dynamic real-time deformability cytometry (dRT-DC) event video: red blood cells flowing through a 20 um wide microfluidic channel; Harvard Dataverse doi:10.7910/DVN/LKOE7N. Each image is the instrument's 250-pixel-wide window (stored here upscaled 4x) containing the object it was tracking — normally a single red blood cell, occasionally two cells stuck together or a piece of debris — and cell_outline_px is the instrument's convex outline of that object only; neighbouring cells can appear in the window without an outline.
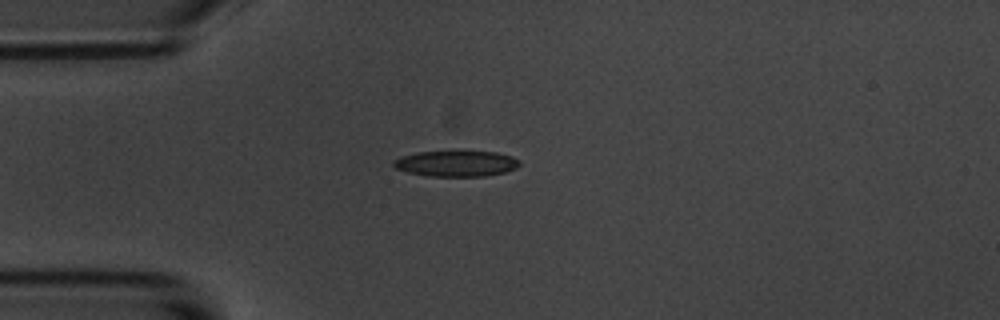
{"species": "common noctule bat (a hibernating species)", "species_latin": "Nyctalus noctula", "temperature_condition": "room temperature", "stored_images_in_passage": 9, "camera_frame_rate_fps": 3000, "um_per_image_px": 0.085, "animal": {"sex": "male", "body_mass_g": 20.1, "forearm_length_mm": 53.5}, "frame": {"image": 1, "passage_image": 3, "time_ms": 2.333, "image_size_px": [1000, 320], "cell_outline_px": [[520, 164], [516, 168], [504, 172], [484, 176], [428, 176], [408, 172], [396, 168], [392, 164], [392, 160], [400, 156], [416, 152], [464, 148], [496, 152], [512, 156], [520, 160]], "centroid_in_image_um": [38.77, 13.84], "position_along_channel_um": 46.2, "area_um2": 20.0}}
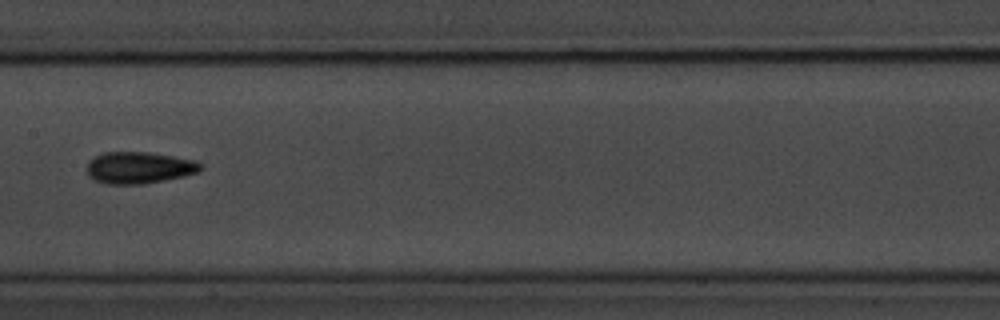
{"frame": {"image": 2, "passage_image": 7, "time_ms": 7.0, "image_size_px": [1000, 320], "cell_outline_px": [[200, 168], [196, 172], [184, 176], [164, 180], [140, 184], [108, 184], [96, 180], [88, 176], [88, 160], [104, 152], [148, 152], [196, 160], [200, 164]], "centroid_in_image_um": [11.79, 14.24], "position_along_channel_um": 195.6, "area_um2": 20.75}}
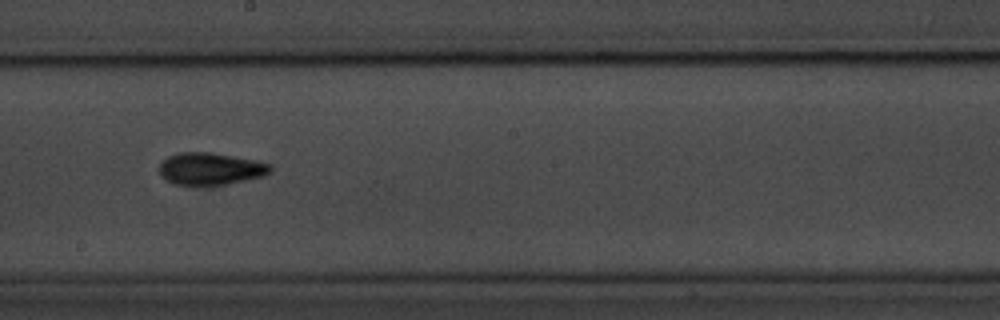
{"frame": {"image": 3, "passage_image": 8, "time_ms": 8.0, "image_size_px": [1000, 320], "cell_outline_px": [[272, 172], [264, 176], [224, 184], [172, 184], [160, 176], [160, 164], [168, 156], [180, 152], [212, 152], [256, 160], [272, 164]], "centroid_in_image_um": [17.92, 14.33], "position_along_channel_um": 230.3, "area_um2": 20.75}}